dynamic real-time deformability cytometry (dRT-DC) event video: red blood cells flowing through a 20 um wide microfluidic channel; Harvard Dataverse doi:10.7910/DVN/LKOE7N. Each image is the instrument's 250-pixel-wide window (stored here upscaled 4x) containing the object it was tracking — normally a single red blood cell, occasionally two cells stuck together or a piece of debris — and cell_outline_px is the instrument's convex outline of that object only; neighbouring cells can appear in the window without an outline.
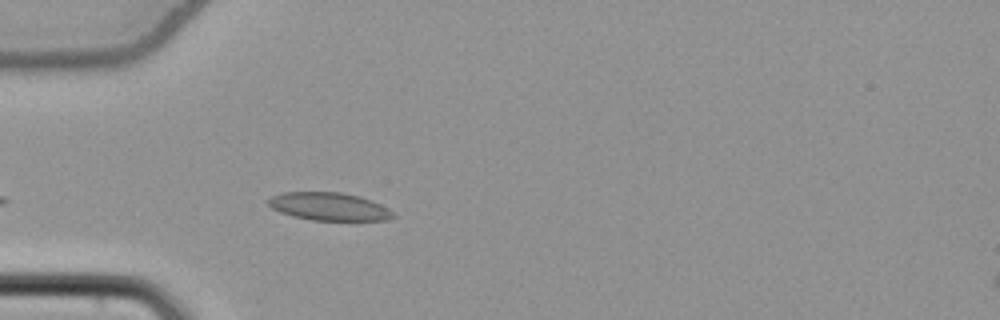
{"species": "common noctule bat (a hibernating species)", "species_latin": "Nyctalus noctula", "temperature_condition": "cold", "stored_images_in_passage": 41, "camera_frame_rate_fps": 3000, "um_per_image_px": 0.085, "animal": {"sex": "female", "body_mass_g": 22.7, "forearm_length_mm": 54.2}, "frame": {"image": 1, "passage_image": 6, "time_ms": 1.667, "image_size_px": [1000, 320], "cell_outline_px": [[396, 216], [388, 220], [312, 220], [292, 216], [280, 212], [272, 208], [264, 200], [272, 196], [284, 192], [340, 192], [360, 196], [380, 204], [388, 208]], "centroid_in_image_um": [27.94, 17.55], "position_along_channel_um": 57.1, "area_um2": 20.35}}
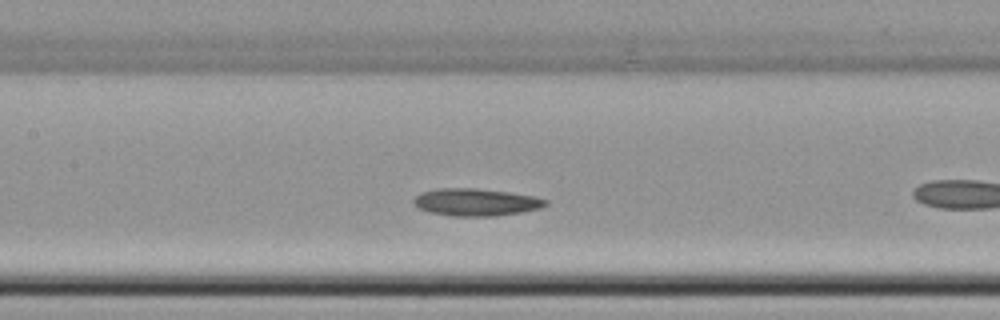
{"frame": {"image": 2, "passage_image": 12, "time_ms": 3.667, "image_size_px": [1000, 320], "cell_outline_px": [[548, 204], [540, 208], [520, 212], [496, 216], [452, 216], [428, 212], [420, 208], [412, 200], [420, 192], [436, 188], [476, 188], [508, 192], [536, 196], [548, 200]], "centroid_in_image_um": [40.46, 17.18], "position_along_channel_um": 166.9, "area_um2": 21.1}}
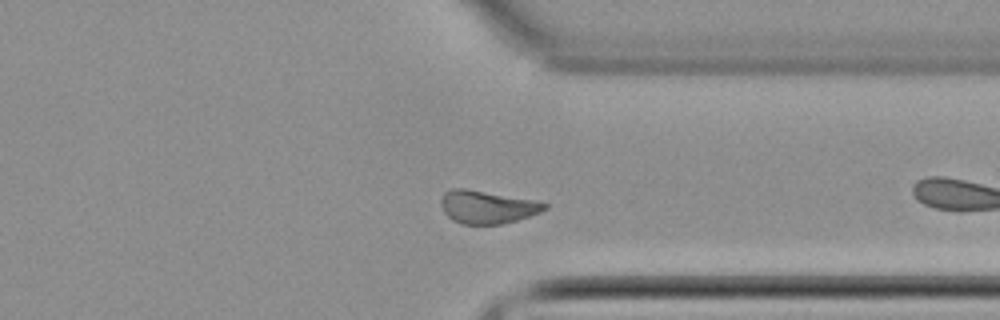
{"frame": {"image": 3, "passage_image": 28, "time_ms": 9.0, "image_size_px": [1000, 320], "cell_outline_px": [[548, 208], [540, 212], [504, 224], [460, 224], [452, 220], [444, 212], [440, 204], [440, 200], [444, 192], [452, 188], [464, 188], [536, 200], [548, 204]], "centroid_in_image_um": [41.39, 17.59], "position_along_channel_um": 370.0, "area_um2": 20.0}, "authors_computed_cell_mechanics": {"area_um2": 20.3456, "velocity_mm_per_s": 3.8126, "shape_relaxation_time_tau1_ms": 1.2847, "shape_relaxation_time_tau2_ms": 3.5751, "deformation_change_tau1": 0.0572, "deformation_change_tau2": 0.0717}}